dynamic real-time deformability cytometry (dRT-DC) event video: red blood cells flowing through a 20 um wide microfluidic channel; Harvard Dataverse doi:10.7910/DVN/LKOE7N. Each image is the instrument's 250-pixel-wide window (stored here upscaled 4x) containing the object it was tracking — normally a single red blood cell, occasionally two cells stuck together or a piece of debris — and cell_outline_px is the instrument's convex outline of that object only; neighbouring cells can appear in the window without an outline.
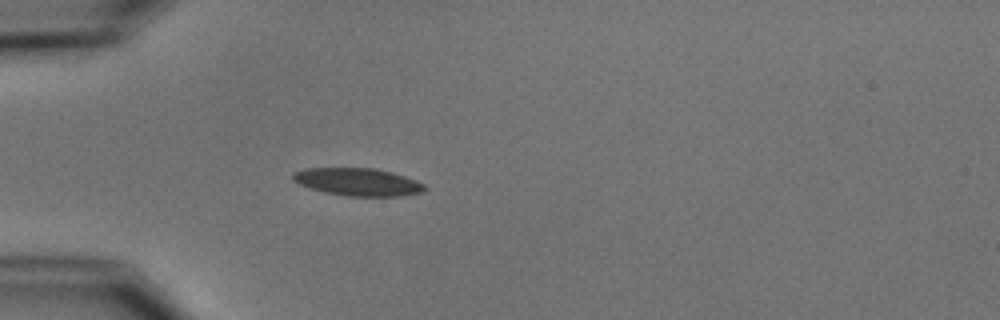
{"species": "common noctule bat (a hibernating species)", "species_latin": "Nyctalus noctula", "temperature_condition": "cold", "stored_images_in_passage": 4, "camera_frame_rate_fps": 3000, "um_per_image_px": 0.085, "animal": {"sex": "male", "body_mass_g": 15.6}, "frame": {"image": 1, "passage_image": 4, "time_ms": 3.667, "image_size_px": [1000, 320], "cell_outline_px": [[428, 188], [420, 192], [404, 196], [348, 196], [324, 192], [308, 188], [292, 180], [292, 172], [304, 168], [376, 168], [392, 172], [416, 180], [424, 184]], "centroid_in_image_um": [30.39, 15.46], "position_along_channel_um": 54.6, "area_um2": 21.39}}